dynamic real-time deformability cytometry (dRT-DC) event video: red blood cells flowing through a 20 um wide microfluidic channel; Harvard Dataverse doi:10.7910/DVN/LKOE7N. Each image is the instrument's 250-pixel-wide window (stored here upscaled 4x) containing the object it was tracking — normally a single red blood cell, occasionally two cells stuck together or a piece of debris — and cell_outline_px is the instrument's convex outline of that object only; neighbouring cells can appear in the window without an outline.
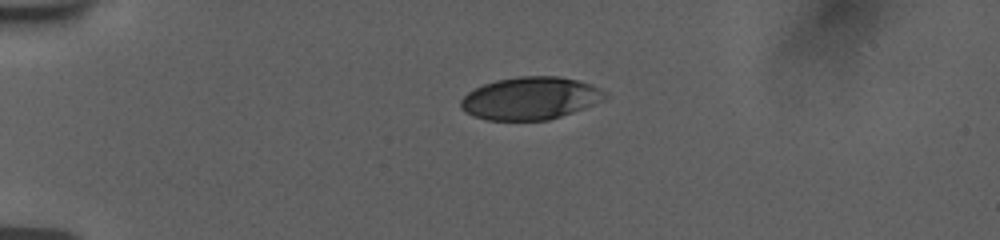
{"species": "human", "species_latin": "Homo sapiens", "temperature_condition": "room temperature", "stored_images_in_passage": 28, "camera_frame_rate_fps": 3000, "um_per_image_px": 0.085, "donor": {"sex": "female"}, "frame": {"image": 1, "passage_image": 1, "time_ms": 0.0, "image_size_px": [1000, 240], "cell_outline_px": [[608, 96], [604, 100], [584, 108], [548, 120], [488, 120], [472, 116], [464, 112], [460, 108], [460, 100], [468, 92], [484, 84], [496, 80], [520, 76], [556, 76], [576, 80], [592, 84], [608, 92]], "centroid_in_image_um": [45.08, 8.35], "position_along_channel_um": 39.9, "area_um2": 35.89}}
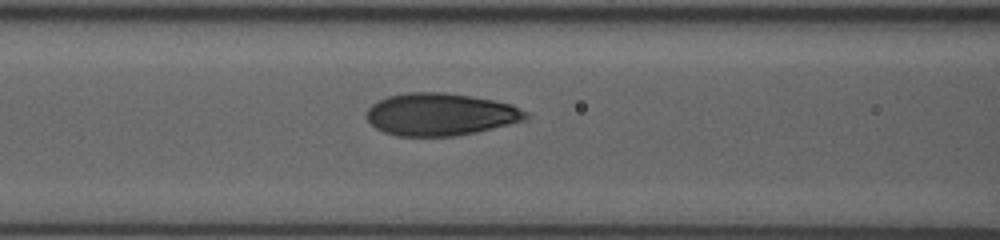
{"frame": {"image": 2, "passage_image": 19, "time_ms": 3.667, "image_size_px": [1000, 240], "cell_outline_px": [[528, 116], [524, 120], [476, 132], [452, 136], [396, 136], [384, 132], [376, 128], [368, 120], [368, 108], [372, 104], [388, 96], [408, 92], [444, 92], [472, 96], [512, 104], [528, 112]], "centroid_in_image_um": [37.44, 9.71], "position_along_channel_um": 129.2, "area_um2": 39.13}}
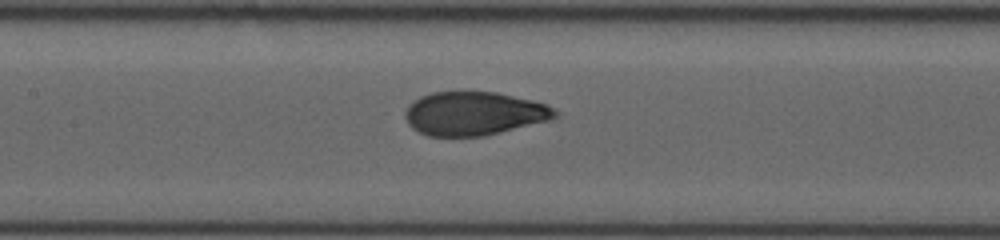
{"frame": {"image": 3, "passage_image": 24, "time_ms": 4.667, "image_size_px": [1000, 240], "cell_outline_px": [[560, 116], [552, 120], [484, 136], [428, 136], [412, 128], [408, 124], [404, 116], [408, 104], [420, 96], [432, 92], [464, 88], [496, 92], [532, 100], [548, 104], [560, 112]], "centroid_in_image_um": [40.31, 9.6], "position_along_channel_um": 167.1, "area_um2": 39.36}}